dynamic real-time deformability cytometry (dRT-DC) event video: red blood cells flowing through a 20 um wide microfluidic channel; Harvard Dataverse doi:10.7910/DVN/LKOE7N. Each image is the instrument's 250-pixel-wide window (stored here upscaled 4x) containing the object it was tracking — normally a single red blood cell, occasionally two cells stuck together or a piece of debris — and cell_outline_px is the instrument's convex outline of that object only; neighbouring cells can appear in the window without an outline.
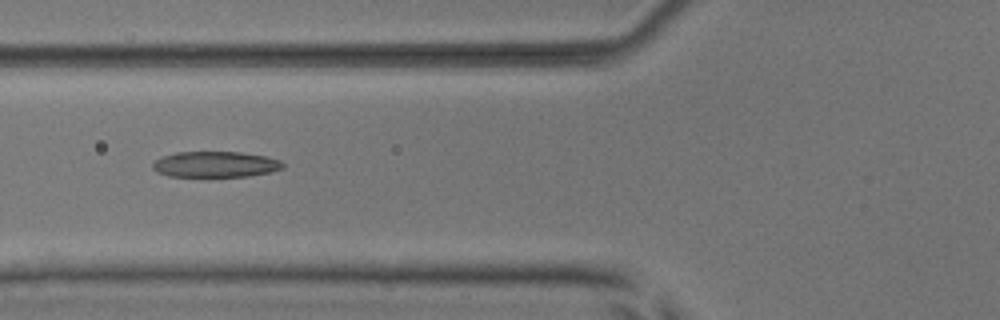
{"species": "common noctule bat (a hibernating species)", "species_latin": "Nyctalus noctula", "temperature_condition": "room temperature", "stored_images_in_passage": 5, "camera_frame_rate_fps": 3000, "um_per_image_px": 0.085, "animal": {"sex": "male", "body_mass_g": 17.9, "forearm_length_mm": 54.2}, "frame": {"image": 1, "passage_image": 2, "time_ms": 0.333, "image_size_px": [1000, 320], "cell_outline_px": [[284, 168], [272, 172], [248, 176], [168, 176], [156, 172], [152, 168], [152, 164], [156, 160], [164, 156], [176, 152], [240, 152], [264, 156], [280, 160], [284, 164]], "centroid_in_image_um": [18.32, 13.97], "position_along_channel_um": 107.5, "area_um2": 19.54}}
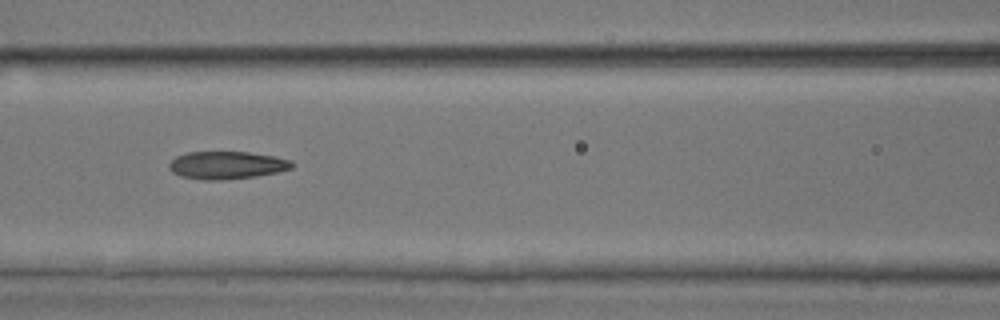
{"frame": {"image": 2, "passage_image": 3, "time_ms": 0.667, "image_size_px": [1000, 320], "cell_outline_px": [[296, 164], [292, 168], [276, 172], [256, 176], [224, 180], [204, 180], [180, 176], [172, 172], [168, 168], [168, 164], [176, 156], [188, 152], [248, 152], [276, 156], [292, 160]], "centroid_in_image_um": [19.29, 14.04], "position_along_channel_um": 147.3, "area_um2": 20.0}}
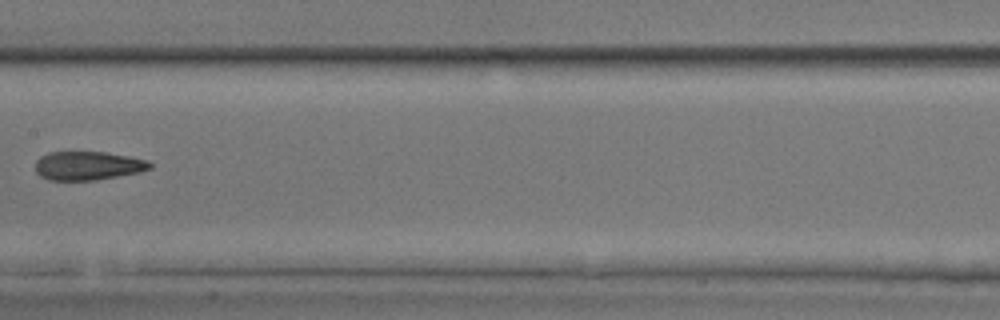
{"frame": {"image": 3, "passage_image": 4, "time_ms": 1.0, "image_size_px": [1000, 320], "cell_outline_px": [[152, 168], [140, 172], [96, 180], [48, 180], [40, 176], [36, 172], [36, 160], [40, 156], [48, 152], [104, 152], [128, 156], [148, 160], [152, 164]], "centroid_in_image_um": [7.47, 14.08], "position_along_channel_um": 199.9, "area_um2": 19.25}}